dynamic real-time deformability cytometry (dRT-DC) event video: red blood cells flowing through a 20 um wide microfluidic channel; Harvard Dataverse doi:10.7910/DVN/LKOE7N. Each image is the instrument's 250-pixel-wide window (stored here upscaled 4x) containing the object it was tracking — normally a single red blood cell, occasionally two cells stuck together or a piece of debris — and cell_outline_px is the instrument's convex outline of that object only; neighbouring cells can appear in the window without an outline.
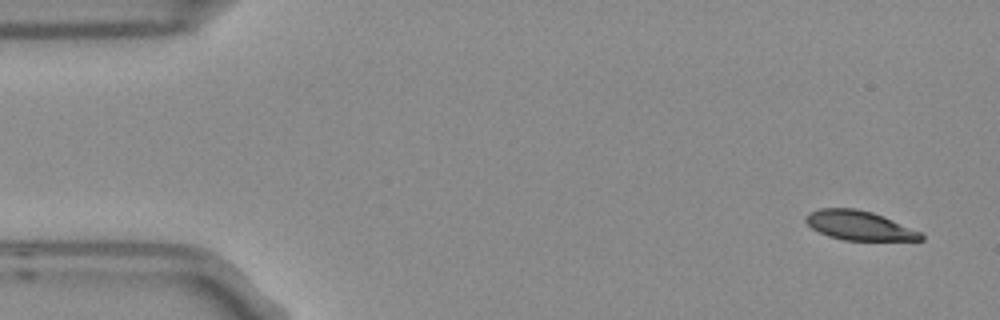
{"species": "Egyptian fruit bat (a non-hibernating species)", "species_latin": "Rousettus aegyptiacus", "temperature_condition": "room temperature", "stored_images_in_passage": 6, "camera_frame_rate_fps": 3000, "um_per_image_px": 0.085, "frame": {"image": 1, "passage_image": 1, "time_ms": 0.0, "image_size_px": [1000, 320], "cell_outline_px": [[924, 240], [844, 240], [828, 236], [812, 228], [804, 220], [808, 212], [820, 208], [856, 208], [872, 212], [884, 216], [920, 232], [924, 236]], "centroid_in_image_um": [73.01, 19.16], "position_along_channel_um": 12.0, "area_um2": 19.59}}
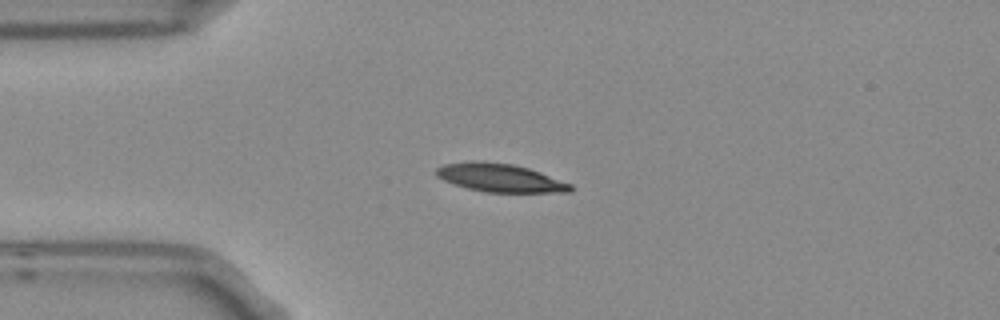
{"frame": {"image": 2, "passage_image": 4, "time_ms": 1.0, "image_size_px": [1000, 320], "cell_outline_px": [[572, 192], [484, 192], [468, 188], [444, 180], [436, 176], [436, 168], [444, 164], [468, 160], [480, 160], [512, 164], [528, 168], [540, 172], [572, 184]], "centroid_in_image_um": [42.49, 15.1], "position_along_channel_um": 42.5, "area_um2": 22.14}}
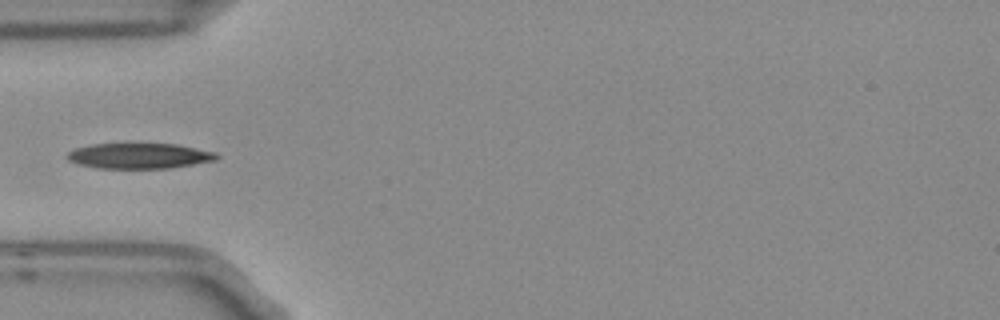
{"frame": {"image": 3, "passage_image": 5, "time_ms": 1.333, "image_size_px": [1000, 320], "cell_outline_px": [[220, 156], [216, 160], [168, 168], [96, 168], [80, 164], [68, 160], [64, 156], [72, 148], [92, 144], [176, 144], [216, 152]], "centroid_in_image_um": [11.8, 13.24], "position_along_channel_um": 73.2, "area_um2": 22.14}}